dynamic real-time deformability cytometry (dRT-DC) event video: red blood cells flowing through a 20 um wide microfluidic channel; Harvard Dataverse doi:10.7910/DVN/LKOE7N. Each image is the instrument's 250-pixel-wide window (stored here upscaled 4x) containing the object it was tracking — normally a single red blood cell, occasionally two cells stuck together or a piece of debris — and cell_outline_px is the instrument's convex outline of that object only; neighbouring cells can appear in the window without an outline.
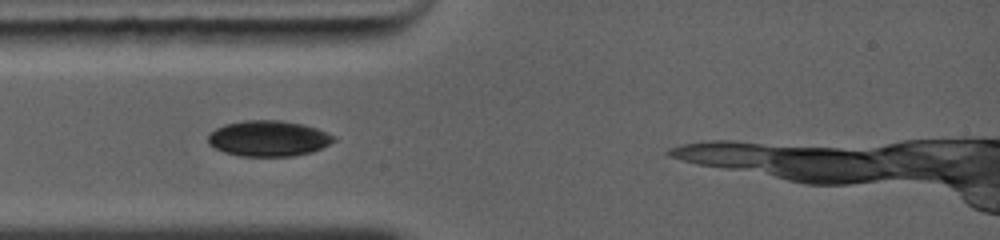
{"species": "common noctule bat (a hibernating species)", "species_latin": "Nyctalus noctula", "temperature_condition": "warm", "stored_images_in_passage": 9, "segment_of_instrument_passage": [1, 2], "camera_frame_rate_fps": 5000, "um_per_image_px": 0.085, "animal": {"sex": "female", "body_mass_g": 19.0, "forearm_length_mm": 56.7}, "frame": {"image": 1, "passage_image": 3, "time_ms": 1.6, "image_size_px": [1000, 240], "cell_outline_px": [[336, 140], [312, 152], [292, 156], [240, 156], [224, 152], [208, 144], [208, 136], [216, 128], [224, 124], [244, 120], [280, 120], [304, 124], [316, 128], [336, 136]], "centroid_in_image_um": [22.82, 11.76], "position_along_channel_um": 62.2, "area_um2": 26.18}}
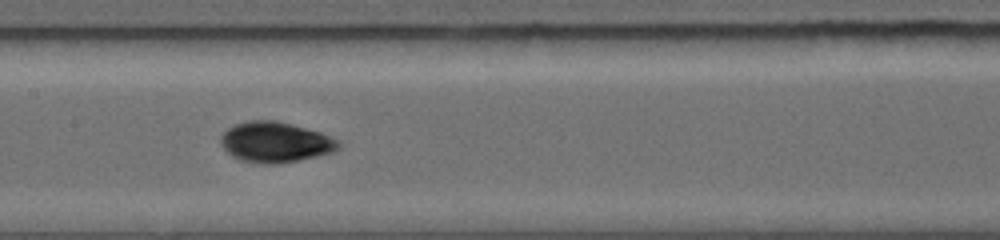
{"frame": {"image": 2, "passage_image": 6, "time_ms": 4.4, "image_size_px": [1000, 240], "cell_outline_px": [[344, 144], [340, 148], [332, 152], [316, 156], [276, 164], [264, 164], [240, 160], [232, 156], [220, 144], [220, 136], [228, 128], [236, 124], [252, 120], [272, 120], [320, 132], [340, 140]], "centroid_in_image_um": [23.41, 12.09], "position_along_channel_um": 184.0, "area_um2": 27.57}}
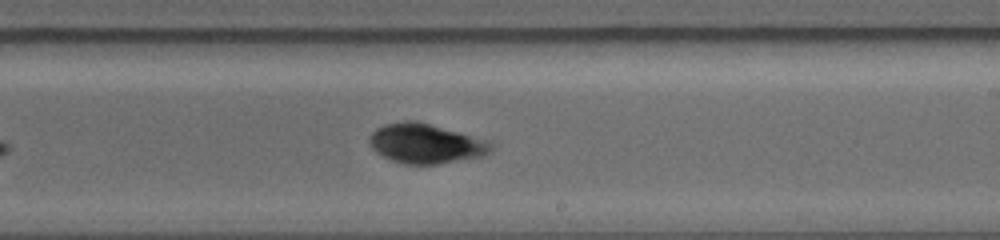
{"frame": {"image": 3, "passage_image": 8, "time_ms": 6.0, "image_size_px": [1000, 240], "cell_outline_px": [[496, 148], [492, 152], [480, 156], [436, 164], [404, 164], [388, 160], [376, 152], [368, 144], [368, 140], [372, 132], [376, 128], [384, 124], [428, 124], [492, 140], [496, 144]], "centroid_in_image_um": [36.25, 12.25], "position_along_channel_um": 252.7, "area_um2": 27.74}}